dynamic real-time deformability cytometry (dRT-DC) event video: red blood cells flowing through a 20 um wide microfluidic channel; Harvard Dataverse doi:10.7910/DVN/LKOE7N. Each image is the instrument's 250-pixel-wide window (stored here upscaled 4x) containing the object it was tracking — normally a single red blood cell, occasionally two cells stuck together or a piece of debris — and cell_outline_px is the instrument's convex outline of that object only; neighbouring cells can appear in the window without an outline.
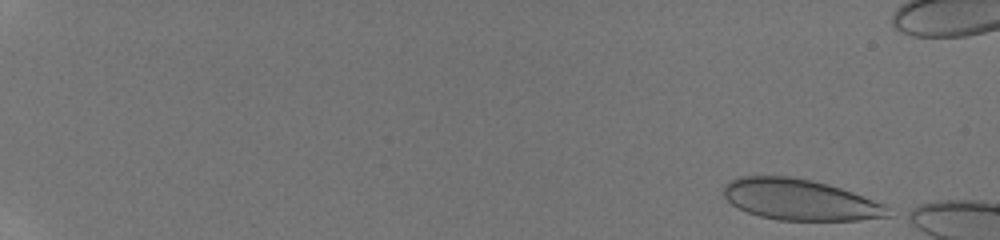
{"species": "human", "species_latin": "Homo sapiens", "temperature_condition": "room temperature", "stored_images_in_passage": 10, "camera_frame_rate_fps": 3000, "um_per_image_px": 0.085, "donor": {"sex": "male"}, "frame": {"image": 1, "passage_image": 1, "time_ms": 0.0, "image_size_px": [1000, 240], "cell_outline_px": [[896, 212], [892, 216], [860, 220], [776, 220], [760, 216], [736, 208], [724, 196], [724, 184], [728, 180], [740, 176], [792, 176], [812, 180], [828, 184], [888, 204]], "centroid_in_image_um": [68.06, 16.98], "position_along_channel_um": 16.9, "area_um2": 39.88}}